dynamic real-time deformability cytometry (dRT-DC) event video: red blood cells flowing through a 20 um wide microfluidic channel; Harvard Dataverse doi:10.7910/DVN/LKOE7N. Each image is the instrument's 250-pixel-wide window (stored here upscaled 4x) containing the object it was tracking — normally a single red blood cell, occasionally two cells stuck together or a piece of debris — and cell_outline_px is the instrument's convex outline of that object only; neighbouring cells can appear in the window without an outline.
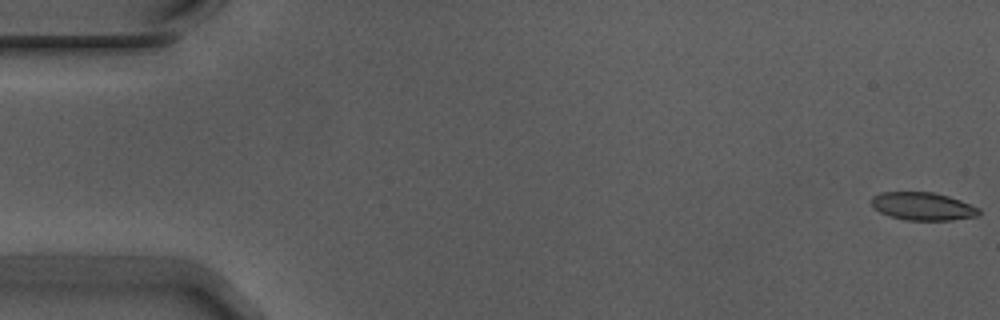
{"species": "Egyptian fruit bat (a non-hibernating species)", "species_latin": "Rousettus aegyptiacus", "temperature_condition": "warm", "stored_images_in_passage": 13, "camera_frame_rate_fps": 3000, "um_per_image_px": 0.085, "animal": {"sex": "male"}, "frame": {"image": 1, "passage_image": 1, "time_ms": 0.0, "image_size_px": [1000, 320], "cell_outline_px": [[980, 216], [952, 220], [904, 220], [888, 216], [872, 208], [872, 196], [880, 192], [932, 192], [948, 196], [960, 200], [980, 208]], "centroid_in_image_um": [78.43, 17.54], "position_along_channel_um": 6.6, "area_um2": 17.69}}